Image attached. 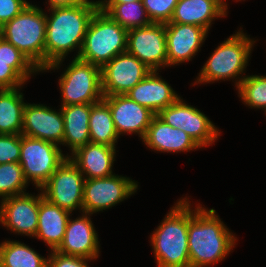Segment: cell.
Returning <instances> with one entry per match:
<instances>
[{"label": "cell", "mask_w": 266, "mask_h": 267, "mask_svg": "<svg viewBox=\"0 0 266 267\" xmlns=\"http://www.w3.org/2000/svg\"><path fill=\"white\" fill-rule=\"evenodd\" d=\"M84 181V175L67 158L50 176L41 190L44 198L52 204L71 214L78 208L82 212Z\"/></svg>", "instance_id": "cell-11"}, {"label": "cell", "mask_w": 266, "mask_h": 267, "mask_svg": "<svg viewBox=\"0 0 266 267\" xmlns=\"http://www.w3.org/2000/svg\"><path fill=\"white\" fill-rule=\"evenodd\" d=\"M151 71L168 67L165 23L132 28L127 33V50Z\"/></svg>", "instance_id": "cell-12"}, {"label": "cell", "mask_w": 266, "mask_h": 267, "mask_svg": "<svg viewBox=\"0 0 266 267\" xmlns=\"http://www.w3.org/2000/svg\"><path fill=\"white\" fill-rule=\"evenodd\" d=\"M99 4H123L135 1H142V0H98Z\"/></svg>", "instance_id": "cell-38"}, {"label": "cell", "mask_w": 266, "mask_h": 267, "mask_svg": "<svg viewBox=\"0 0 266 267\" xmlns=\"http://www.w3.org/2000/svg\"><path fill=\"white\" fill-rule=\"evenodd\" d=\"M26 82L10 67V63L0 62V89L23 87Z\"/></svg>", "instance_id": "cell-36"}, {"label": "cell", "mask_w": 266, "mask_h": 267, "mask_svg": "<svg viewBox=\"0 0 266 267\" xmlns=\"http://www.w3.org/2000/svg\"><path fill=\"white\" fill-rule=\"evenodd\" d=\"M152 23L170 22L178 0H142Z\"/></svg>", "instance_id": "cell-32"}, {"label": "cell", "mask_w": 266, "mask_h": 267, "mask_svg": "<svg viewBox=\"0 0 266 267\" xmlns=\"http://www.w3.org/2000/svg\"><path fill=\"white\" fill-rule=\"evenodd\" d=\"M39 194L38 226L35 237L43 240L51 251L61 245L66 225L71 213L52 204L44 198L42 190Z\"/></svg>", "instance_id": "cell-23"}, {"label": "cell", "mask_w": 266, "mask_h": 267, "mask_svg": "<svg viewBox=\"0 0 266 267\" xmlns=\"http://www.w3.org/2000/svg\"><path fill=\"white\" fill-rule=\"evenodd\" d=\"M116 147L89 142L79 147L68 158L85 176V179L106 178L114 175Z\"/></svg>", "instance_id": "cell-19"}, {"label": "cell", "mask_w": 266, "mask_h": 267, "mask_svg": "<svg viewBox=\"0 0 266 267\" xmlns=\"http://www.w3.org/2000/svg\"><path fill=\"white\" fill-rule=\"evenodd\" d=\"M137 189V181L117 174L106 178L85 179L82 212H102L129 198Z\"/></svg>", "instance_id": "cell-10"}, {"label": "cell", "mask_w": 266, "mask_h": 267, "mask_svg": "<svg viewBox=\"0 0 266 267\" xmlns=\"http://www.w3.org/2000/svg\"><path fill=\"white\" fill-rule=\"evenodd\" d=\"M64 119L62 146H68L72 154L76 149L90 142L89 120L91 104L61 106Z\"/></svg>", "instance_id": "cell-24"}, {"label": "cell", "mask_w": 266, "mask_h": 267, "mask_svg": "<svg viewBox=\"0 0 266 267\" xmlns=\"http://www.w3.org/2000/svg\"><path fill=\"white\" fill-rule=\"evenodd\" d=\"M157 116L171 127L184 131L201 148L214 144L220 136L212 121L196 107L186 104L181 97L161 110Z\"/></svg>", "instance_id": "cell-9"}, {"label": "cell", "mask_w": 266, "mask_h": 267, "mask_svg": "<svg viewBox=\"0 0 266 267\" xmlns=\"http://www.w3.org/2000/svg\"><path fill=\"white\" fill-rule=\"evenodd\" d=\"M165 32L170 67L192 60L208 36L205 28L175 22L165 23Z\"/></svg>", "instance_id": "cell-17"}, {"label": "cell", "mask_w": 266, "mask_h": 267, "mask_svg": "<svg viewBox=\"0 0 266 267\" xmlns=\"http://www.w3.org/2000/svg\"><path fill=\"white\" fill-rule=\"evenodd\" d=\"M103 100L109 105L115 130L121 134H138L140 139L146 135L147 129L155 114L141 106L127 95L104 96Z\"/></svg>", "instance_id": "cell-15"}, {"label": "cell", "mask_w": 266, "mask_h": 267, "mask_svg": "<svg viewBox=\"0 0 266 267\" xmlns=\"http://www.w3.org/2000/svg\"><path fill=\"white\" fill-rule=\"evenodd\" d=\"M190 200L182 198L150 236L158 267H190L188 228Z\"/></svg>", "instance_id": "cell-3"}, {"label": "cell", "mask_w": 266, "mask_h": 267, "mask_svg": "<svg viewBox=\"0 0 266 267\" xmlns=\"http://www.w3.org/2000/svg\"><path fill=\"white\" fill-rule=\"evenodd\" d=\"M191 208L188 228L190 267H209L221 262L235 247L237 238L225 226L215 209Z\"/></svg>", "instance_id": "cell-2"}, {"label": "cell", "mask_w": 266, "mask_h": 267, "mask_svg": "<svg viewBox=\"0 0 266 267\" xmlns=\"http://www.w3.org/2000/svg\"><path fill=\"white\" fill-rule=\"evenodd\" d=\"M59 78L60 106L94 104L104 97L101 68L92 63L74 58Z\"/></svg>", "instance_id": "cell-7"}, {"label": "cell", "mask_w": 266, "mask_h": 267, "mask_svg": "<svg viewBox=\"0 0 266 267\" xmlns=\"http://www.w3.org/2000/svg\"><path fill=\"white\" fill-rule=\"evenodd\" d=\"M2 29H3V25L0 23V39L2 38Z\"/></svg>", "instance_id": "cell-39"}, {"label": "cell", "mask_w": 266, "mask_h": 267, "mask_svg": "<svg viewBox=\"0 0 266 267\" xmlns=\"http://www.w3.org/2000/svg\"><path fill=\"white\" fill-rule=\"evenodd\" d=\"M27 186L28 182L18 162L0 164V198L2 200L27 193Z\"/></svg>", "instance_id": "cell-29"}, {"label": "cell", "mask_w": 266, "mask_h": 267, "mask_svg": "<svg viewBox=\"0 0 266 267\" xmlns=\"http://www.w3.org/2000/svg\"><path fill=\"white\" fill-rule=\"evenodd\" d=\"M46 13L32 3L5 23L2 38L20 50L41 72L45 68Z\"/></svg>", "instance_id": "cell-5"}, {"label": "cell", "mask_w": 266, "mask_h": 267, "mask_svg": "<svg viewBox=\"0 0 266 267\" xmlns=\"http://www.w3.org/2000/svg\"><path fill=\"white\" fill-rule=\"evenodd\" d=\"M21 134H0V164L19 162Z\"/></svg>", "instance_id": "cell-33"}, {"label": "cell", "mask_w": 266, "mask_h": 267, "mask_svg": "<svg viewBox=\"0 0 266 267\" xmlns=\"http://www.w3.org/2000/svg\"><path fill=\"white\" fill-rule=\"evenodd\" d=\"M2 267H47V259L17 240L0 243Z\"/></svg>", "instance_id": "cell-27"}, {"label": "cell", "mask_w": 266, "mask_h": 267, "mask_svg": "<svg viewBox=\"0 0 266 267\" xmlns=\"http://www.w3.org/2000/svg\"><path fill=\"white\" fill-rule=\"evenodd\" d=\"M49 7L75 6L82 4H99V1L91 0H47Z\"/></svg>", "instance_id": "cell-37"}, {"label": "cell", "mask_w": 266, "mask_h": 267, "mask_svg": "<svg viewBox=\"0 0 266 267\" xmlns=\"http://www.w3.org/2000/svg\"><path fill=\"white\" fill-rule=\"evenodd\" d=\"M151 70L127 51L115 56L101 68L104 96L125 95Z\"/></svg>", "instance_id": "cell-13"}, {"label": "cell", "mask_w": 266, "mask_h": 267, "mask_svg": "<svg viewBox=\"0 0 266 267\" xmlns=\"http://www.w3.org/2000/svg\"><path fill=\"white\" fill-rule=\"evenodd\" d=\"M91 215L82 212V216L74 220L69 217L64 239L56 250L57 252L92 260L99 258L100 242L98 241V233L90 219Z\"/></svg>", "instance_id": "cell-18"}, {"label": "cell", "mask_w": 266, "mask_h": 267, "mask_svg": "<svg viewBox=\"0 0 266 267\" xmlns=\"http://www.w3.org/2000/svg\"><path fill=\"white\" fill-rule=\"evenodd\" d=\"M58 111L43 104L26 103L23 110L22 135L61 145L64 119L61 108Z\"/></svg>", "instance_id": "cell-16"}, {"label": "cell", "mask_w": 266, "mask_h": 267, "mask_svg": "<svg viewBox=\"0 0 266 267\" xmlns=\"http://www.w3.org/2000/svg\"><path fill=\"white\" fill-rule=\"evenodd\" d=\"M68 158L55 143L21 134L19 164L28 184L34 183L39 190L50 176Z\"/></svg>", "instance_id": "cell-8"}, {"label": "cell", "mask_w": 266, "mask_h": 267, "mask_svg": "<svg viewBox=\"0 0 266 267\" xmlns=\"http://www.w3.org/2000/svg\"><path fill=\"white\" fill-rule=\"evenodd\" d=\"M0 62L10 63V67L25 82L31 74L40 72L20 50L3 38L0 39Z\"/></svg>", "instance_id": "cell-31"}, {"label": "cell", "mask_w": 266, "mask_h": 267, "mask_svg": "<svg viewBox=\"0 0 266 267\" xmlns=\"http://www.w3.org/2000/svg\"><path fill=\"white\" fill-rule=\"evenodd\" d=\"M241 30L217 46L205 65L202 66L195 80V85L236 78L234 85L238 88L245 77L241 76L240 78L239 76L245 73L244 70L255 43L253 39H250V36L248 37Z\"/></svg>", "instance_id": "cell-4"}, {"label": "cell", "mask_w": 266, "mask_h": 267, "mask_svg": "<svg viewBox=\"0 0 266 267\" xmlns=\"http://www.w3.org/2000/svg\"><path fill=\"white\" fill-rule=\"evenodd\" d=\"M128 30L100 8L88 25L79 59L102 68L127 50Z\"/></svg>", "instance_id": "cell-6"}, {"label": "cell", "mask_w": 266, "mask_h": 267, "mask_svg": "<svg viewBox=\"0 0 266 267\" xmlns=\"http://www.w3.org/2000/svg\"><path fill=\"white\" fill-rule=\"evenodd\" d=\"M99 4H82L49 8L46 12L45 68L41 71L59 69L69 52L77 49L78 58L91 18Z\"/></svg>", "instance_id": "cell-1"}, {"label": "cell", "mask_w": 266, "mask_h": 267, "mask_svg": "<svg viewBox=\"0 0 266 267\" xmlns=\"http://www.w3.org/2000/svg\"><path fill=\"white\" fill-rule=\"evenodd\" d=\"M90 142L116 147L119 138L113 123L109 105L102 99L91 104Z\"/></svg>", "instance_id": "cell-26"}, {"label": "cell", "mask_w": 266, "mask_h": 267, "mask_svg": "<svg viewBox=\"0 0 266 267\" xmlns=\"http://www.w3.org/2000/svg\"><path fill=\"white\" fill-rule=\"evenodd\" d=\"M221 0H178L170 22L200 26L210 31L212 21L227 16Z\"/></svg>", "instance_id": "cell-22"}, {"label": "cell", "mask_w": 266, "mask_h": 267, "mask_svg": "<svg viewBox=\"0 0 266 267\" xmlns=\"http://www.w3.org/2000/svg\"><path fill=\"white\" fill-rule=\"evenodd\" d=\"M227 7H228V5H227V3H226V1L225 0H221Z\"/></svg>", "instance_id": "cell-40"}, {"label": "cell", "mask_w": 266, "mask_h": 267, "mask_svg": "<svg viewBox=\"0 0 266 267\" xmlns=\"http://www.w3.org/2000/svg\"><path fill=\"white\" fill-rule=\"evenodd\" d=\"M30 2L26 0H0V23L11 21L20 14Z\"/></svg>", "instance_id": "cell-35"}, {"label": "cell", "mask_w": 266, "mask_h": 267, "mask_svg": "<svg viewBox=\"0 0 266 267\" xmlns=\"http://www.w3.org/2000/svg\"><path fill=\"white\" fill-rule=\"evenodd\" d=\"M0 224L18 235L35 237L38 226L39 194L29 193L0 200Z\"/></svg>", "instance_id": "cell-14"}, {"label": "cell", "mask_w": 266, "mask_h": 267, "mask_svg": "<svg viewBox=\"0 0 266 267\" xmlns=\"http://www.w3.org/2000/svg\"><path fill=\"white\" fill-rule=\"evenodd\" d=\"M158 72L159 71H150L143 80L125 94L141 106L148 108L155 115L180 97L173 88L162 79Z\"/></svg>", "instance_id": "cell-20"}, {"label": "cell", "mask_w": 266, "mask_h": 267, "mask_svg": "<svg viewBox=\"0 0 266 267\" xmlns=\"http://www.w3.org/2000/svg\"><path fill=\"white\" fill-rule=\"evenodd\" d=\"M243 103L251 108L263 109L266 114V76L245 75L237 88Z\"/></svg>", "instance_id": "cell-30"}, {"label": "cell", "mask_w": 266, "mask_h": 267, "mask_svg": "<svg viewBox=\"0 0 266 267\" xmlns=\"http://www.w3.org/2000/svg\"><path fill=\"white\" fill-rule=\"evenodd\" d=\"M21 88L0 89V134H22L26 103Z\"/></svg>", "instance_id": "cell-25"}, {"label": "cell", "mask_w": 266, "mask_h": 267, "mask_svg": "<svg viewBox=\"0 0 266 267\" xmlns=\"http://www.w3.org/2000/svg\"><path fill=\"white\" fill-rule=\"evenodd\" d=\"M99 8L127 30L152 24L142 1L123 4H99Z\"/></svg>", "instance_id": "cell-28"}, {"label": "cell", "mask_w": 266, "mask_h": 267, "mask_svg": "<svg viewBox=\"0 0 266 267\" xmlns=\"http://www.w3.org/2000/svg\"><path fill=\"white\" fill-rule=\"evenodd\" d=\"M145 145L159 152H189L201 148L184 131L171 127L155 115L142 139Z\"/></svg>", "instance_id": "cell-21"}, {"label": "cell", "mask_w": 266, "mask_h": 267, "mask_svg": "<svg viewBox=\"0 0 266 267\" xmlns=\"http://www.w3.org/2000/svg\"><path fill=\"white\" fill-rule=\"evenodd\" d=\"M47 258V267H90L87 261L90 260L91 262L92 260L78 256L65 255L56 250L51 251Z\"/></svg>", "instance_id": "cell-34"}]
</instances>
